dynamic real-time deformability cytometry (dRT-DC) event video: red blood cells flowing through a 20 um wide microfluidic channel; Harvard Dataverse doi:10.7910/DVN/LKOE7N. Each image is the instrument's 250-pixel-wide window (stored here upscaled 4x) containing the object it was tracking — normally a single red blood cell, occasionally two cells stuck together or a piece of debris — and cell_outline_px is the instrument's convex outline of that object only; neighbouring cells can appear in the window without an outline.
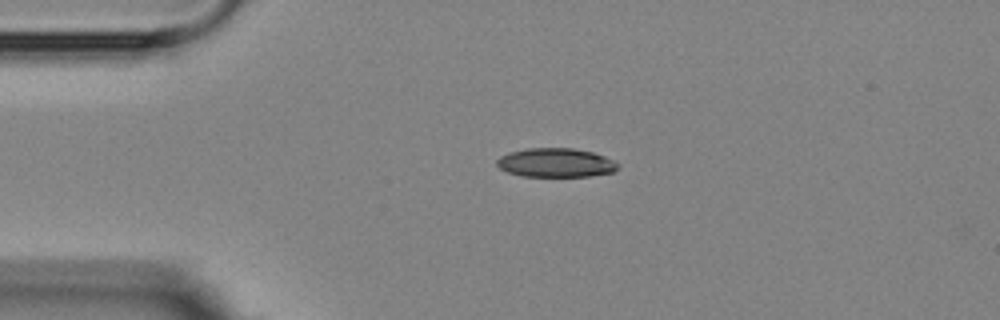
{"species": "Egyptian fruit bat (a non-hibernating species)", "species_latin": "Rousettus aegyptiacus", "temperature_condition": "room temperature", "stored_images_in_passage": 1, "camera_frame_rate_fps": 3000, "um_per_image_px": 0.085, "animal": {"sex": "female"}, "frame": {"image": 1, "passage_image": 1, "time_ms": 0.0, "image_size_px": [1000, 320], "cell_outline_px": [[620, 164], [612, 172], [588, 176], [520, 176], [508, 172], [500, 168], [496, 164], [496, 160], [500, 156], [508, 152], [524, 148], [572, 148], [592, 152], [604, 156]], "centroid_in_image_um": [47.19, 13.82], "position_along_channel_um": 37.8, "area_um2": 20.4}}